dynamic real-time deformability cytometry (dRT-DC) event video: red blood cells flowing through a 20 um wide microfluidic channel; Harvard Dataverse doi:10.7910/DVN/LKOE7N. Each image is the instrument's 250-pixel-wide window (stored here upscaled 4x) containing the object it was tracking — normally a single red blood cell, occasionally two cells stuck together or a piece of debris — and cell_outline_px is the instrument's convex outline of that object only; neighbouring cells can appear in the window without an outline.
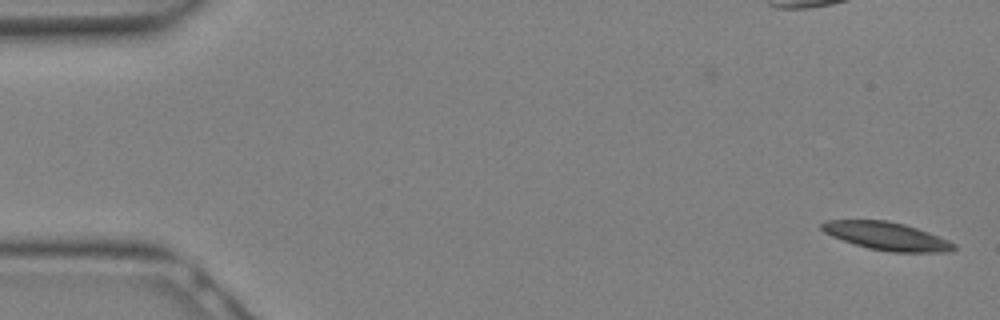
{"species": "Egyptian fruit bat (a non-hibernating species)", "species_latin": "Rousettus aegyptiacus", "temperature_condition": "warm", "stored_images_in_passage": 2, "camera_frame_rate_fps": 3000, "um_per_image_px": 0.085, "animal": {"sex": "female"}, "frame": {"image": 1, "passage_image": 2, "time_ms": 0.333, "image_size_px": [1000, 320], "cell_outline_px": [[956, 248], [952, 252], [892, 252], [868, 248], [832, 236], [824, 232], [820, 228], [820, 224], [824, 220], [888, 220], [904, 224], [928, 232], [948, 240], [956, 244]], "centroid_in_image_um": [75.38, 20.07], "position_along_channel_um": 9.6, "area_um2": 21.5}}